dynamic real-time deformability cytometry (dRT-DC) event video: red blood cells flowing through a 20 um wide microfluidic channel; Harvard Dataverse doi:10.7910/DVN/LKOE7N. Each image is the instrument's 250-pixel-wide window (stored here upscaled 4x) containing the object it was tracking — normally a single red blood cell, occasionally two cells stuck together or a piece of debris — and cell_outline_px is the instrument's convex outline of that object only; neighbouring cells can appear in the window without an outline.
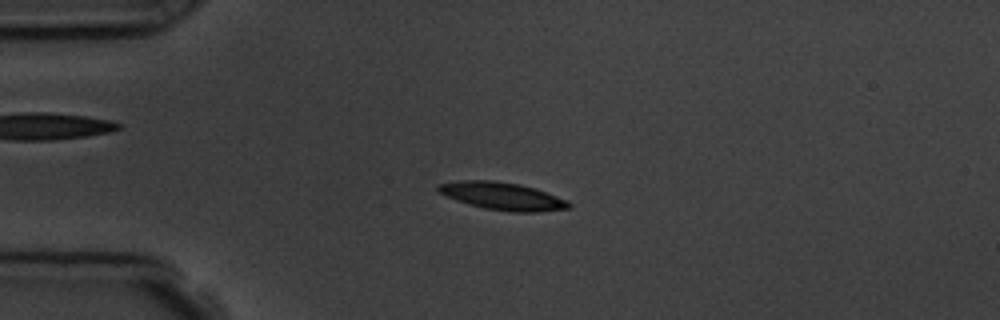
{"species": "common noctule bat (a hibernating species)", "species_latin": "Nyctalus noctula", "temperature_condition": "room temperature", "stored_images_in_passage": 2, "camera_frame_rate_fps": 3000, "um_per_image_px": 0.085, "animal": {"sex": "male", "body_mass_g": 19.5, "forearm_length_mm": 54.6}, "frame": {"image": 1, "passage_image": 1, "time_ms": 0.0, "image_size_px": [1000, 320], "cell_outline_px": [[572, 204], [568, 208], [536, 212], [512, 212], [484, 208], [468, 204], [456, 200], [440, 192], [436, 188], [440, 184], [460, 180], [492, 180], [520, 184], [568, 200]], "centroid_in_image_um": [42.7, 16.67], "position_along_channel_um": 42.3, "area_um2": 20.69}}